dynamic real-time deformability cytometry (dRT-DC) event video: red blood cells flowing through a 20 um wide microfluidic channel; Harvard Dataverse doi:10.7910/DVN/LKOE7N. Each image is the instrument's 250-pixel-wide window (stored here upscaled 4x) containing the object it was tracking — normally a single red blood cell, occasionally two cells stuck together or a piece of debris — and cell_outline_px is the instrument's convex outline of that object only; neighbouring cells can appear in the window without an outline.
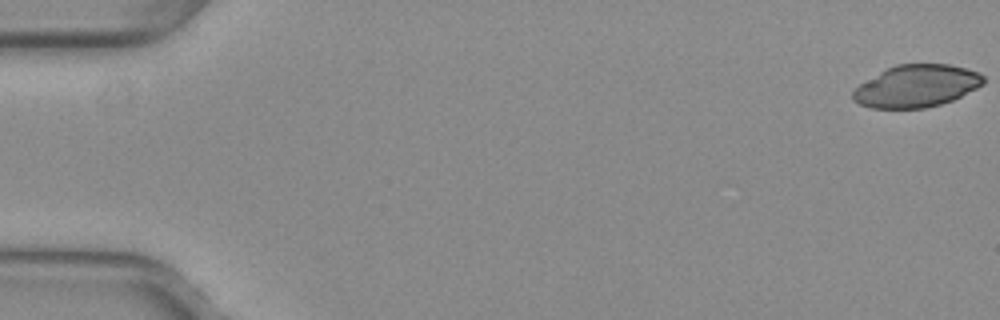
{"species": "common noctule bat (a hibernating species)", "species_latin": "Nyctalus noctula", "temperature_condition": "warm", "stored_images_in_passage": 17, "camera_frame_rate_fps": 3000, "um_per_image_px": 0.085, "animal": {"sex": "female", "body_mass_g": 29.2, "forearm_length_mm": 56.3}, "frame": {"image": 1, "passage_image": 1, "time_ms": 0.0, "image_size_px": [1000, 320], "cell_outline_px": [[984, 84], [952, 100], [940, 104], [924, 108], [872, 108], [860, 104], [852, 100], [852, 92], [860, 84], [880, 72], [896, 64], [948, 64], [980, 72], [984, 76]], "centroid_in_image_um": [77.9, 7.31], "position_along_channel_um": 7.1, "area_um2": 31.91}}